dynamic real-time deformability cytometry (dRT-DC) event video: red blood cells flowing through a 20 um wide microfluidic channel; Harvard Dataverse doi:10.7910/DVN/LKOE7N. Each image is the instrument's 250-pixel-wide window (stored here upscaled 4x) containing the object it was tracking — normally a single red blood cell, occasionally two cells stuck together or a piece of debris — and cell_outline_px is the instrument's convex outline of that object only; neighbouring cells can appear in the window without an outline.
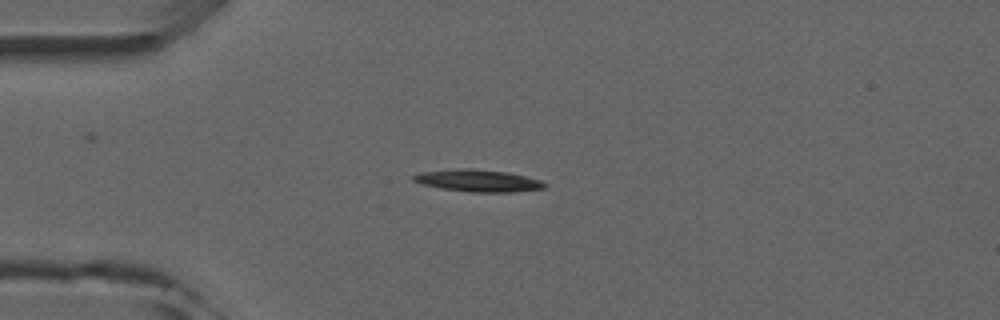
{"species": "common noctule bat (a hibernating species)", "species_latin": "Nyctalus noctula", "temperature_condition": "room temperature", "stored_images_in_passage": 5, "camera_frame_rate_fps": 3000, "um_per_image_px": 0.085, "animal": {"sex": "male", "forearm_length_mm": 52.5}, "frame": {"image": 1, "passage_image": 3, "time_ms": 2.333, "image_size_px": [1000, 320], "cell_outline_px": [[548, 184], [544, 188], [512, 192], [472, 192], [444, 188], [424, 184], [412, 180], [412, 176], [424, 172], [468, 168], [472, 168], [508, 172], [540, 180]], "centroid_in_image_um": [40.71, 15.35], "position_along_channel_um": 44.3, "area_um2": 16.47}}
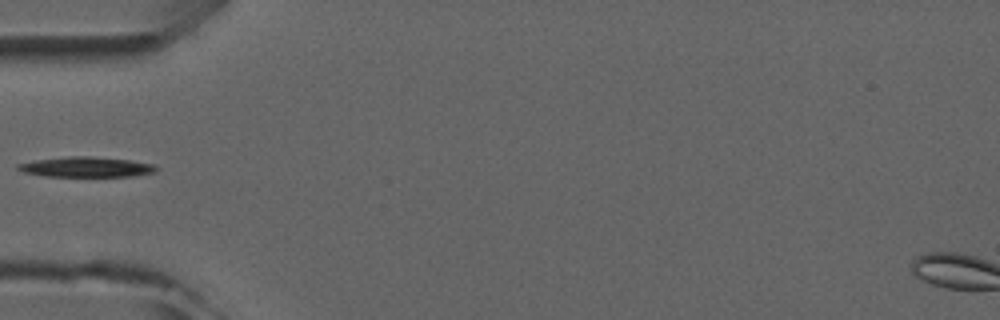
{"frame": {"image": 2, "passage_image": 4, "time_ms": 3.667, "image_size_px": [1000, 320], "cell_outline_px": [[160, 168], [156, 172], [136, 176], [44, 176], [24, 172], [16, 168], [16, 164], [32, 160], [68, 156], [92, 156], [128, 160], [152, 164]], "centroid_in_image_um": [7.32, 14.19], "position_along_channel_um": 77.7, "area_um2": 16.36}}
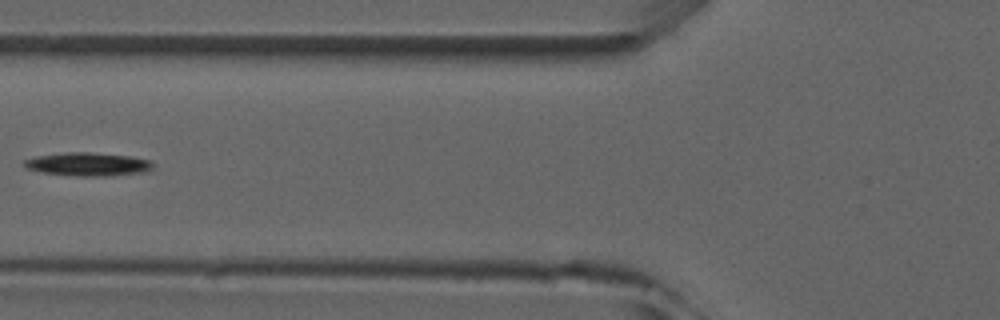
{"frame": {"image": 3, "passage_image": 5, "time_ms": 4.667, "image_size_px": [1000, 320], "cell_outline_px": [[152, 168], [148, 172], [108, 176], [80, 176], [40, 172], [28, 168], [24, 164], [24, 160], [36, 156], [68, 152], [88, 152], [128, 156], [152, 160]], "centroid_in_image_um": [7.52, 13.96], "position_along_channel_um": 118.3, "area_um2": 17.46}}